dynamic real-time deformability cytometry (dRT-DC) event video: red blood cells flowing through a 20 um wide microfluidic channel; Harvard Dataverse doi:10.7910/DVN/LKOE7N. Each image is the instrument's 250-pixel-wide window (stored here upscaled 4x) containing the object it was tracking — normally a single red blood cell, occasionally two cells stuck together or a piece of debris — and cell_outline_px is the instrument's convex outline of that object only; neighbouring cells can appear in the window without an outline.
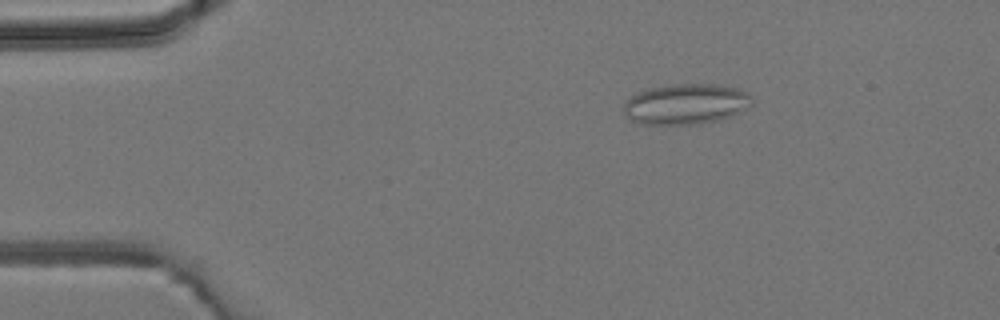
{"species": "common noctule bat (a hibernating species)", "species_latin": "Nyctalus noctula", "temperature_condition": "room temperature", "stored_images_in_passage": 5, "camera_frame_rate_fps": 3000, "um_per_image_px": 0.085, "animal": {"sex": "male", "body_mass_g": 19.2, "forearm_length_mm": 51.8}, "frame": {"image": 1, "passage_image": 3, "time_ms": 2.333, "image_size_px": [1000, 320], "cell_outline_px": [[752, 104], [748, 108], [732, 116], [720, 120], [696, 124], [640, 124], [624, 116], [624, 100], [636, 92], [648, 88], [672, 84], [712, 84], [736, 88], [748, 92], [752, 100]], "centroid_in_image_um": [58.27, 8.84], "position_along_channel_um": 26.7, "area_um2": 30.63}}